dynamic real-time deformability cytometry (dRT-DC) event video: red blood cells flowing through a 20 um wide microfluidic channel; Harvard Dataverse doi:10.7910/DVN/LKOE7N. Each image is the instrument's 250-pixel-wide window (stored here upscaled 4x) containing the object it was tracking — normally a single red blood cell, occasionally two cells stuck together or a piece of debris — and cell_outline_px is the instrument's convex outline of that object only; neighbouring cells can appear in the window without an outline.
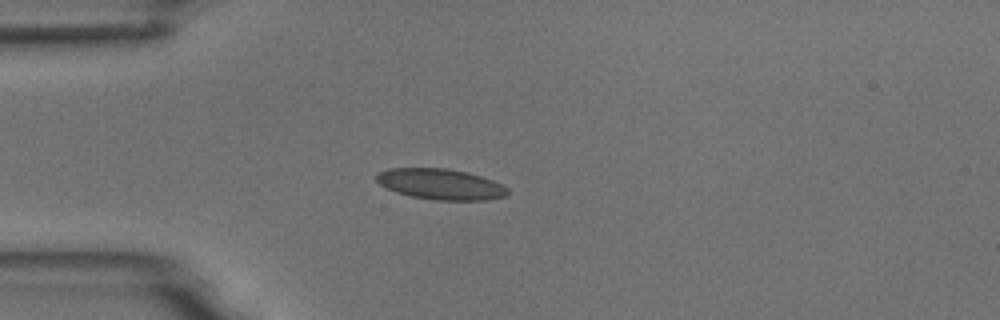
{"species": "common noctule bat (a hibernating species)", "species_latin": "Nyctalus noctula", "temperature_condition": "room temperature", "stored_images_in_passage": 35, "camera_frame_rate_fps": 3000, "um_per_image_px": 0.085, "animal": {"sex": "male", "body_mass_g": 18.8}, "frame": {"image": 1, "passage_image": 1, "time_ms": 0.0, "image_size_px": [1000, 320], "cell_outline_px": [[508, 192], [504, 196], [488, 200], [436, 200], [412, 196], [396, 192], [384, 188], [376, 180], [376, 176], [380, 172], [388, 168], [448, 168], [468, 172], [492, 180], [508, 188]], "centroid_in_image_um": [37.43, 15.65], "position_along_channel_um": 47.6, "area_um2": 23.47}}
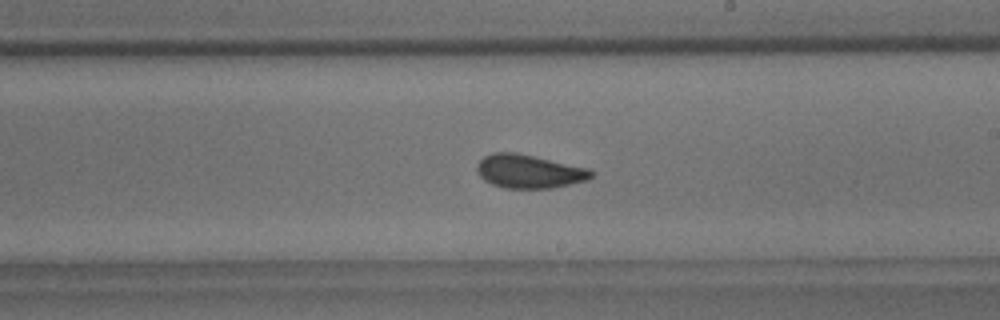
{"frame": {"image": 2, "passage_image": 18, "time_ms": 5.667, "image_size_px": [1000, 320], "cell_outline_px": [[596, 172], [588, 180], [552, 188], [504, 188], [492, 184], [484, 180], [476, 172], [476, 164], [484, 156], [492, 152], [516, 152], [588, 168]], "centroid_in_image_um": [44.95, 14.56], "position_along_channel_um": 244.0, "area_um2": 22.48}}
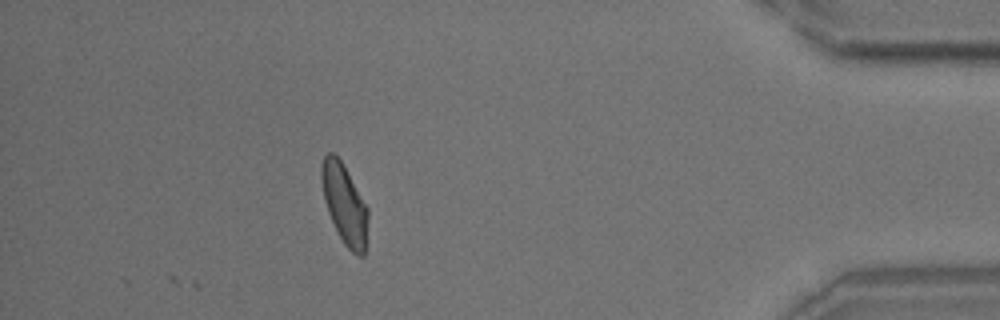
{"frame": {"image": 3, "passage_image": 35, "time_ms": 11.333, "image_size_px": [1000, 320], "cell_outline_px": [[368, 216], [364, 256], [360, 256], [352, 252], [344, 244], [328, 212], [324, 200], [320, 180], [320, 168], [324, 156], [328, 152], [332, 152], [340, 160], [368, 208]], "centroid_in_image_um": [29.26, 17.33], "position_along_channel_um": 405.9, "area_um2": 21.27}, "authors_computed_cell_mechanics": {"area_um2": 22.1374, "velocity_mm_per_s": 3.7113, "shape_relaxation_time_tau1_ms": 7.1027, "shape_relaxation_time_tau2_ms": 1.3277, "deformation_change_tau1": 0.1541, "deformation_change_tau2": 0.0495}}